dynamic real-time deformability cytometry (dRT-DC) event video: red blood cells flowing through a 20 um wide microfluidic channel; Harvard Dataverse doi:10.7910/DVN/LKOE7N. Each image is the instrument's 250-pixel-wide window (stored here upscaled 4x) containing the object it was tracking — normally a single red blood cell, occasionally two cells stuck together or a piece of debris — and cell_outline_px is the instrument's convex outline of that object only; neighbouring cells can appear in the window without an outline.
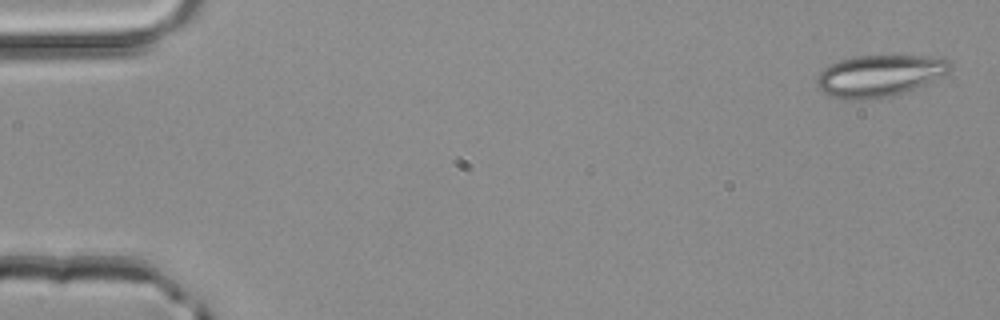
{"species": "common noctule bat (a hibernating species)", "species_latin": "Nyctalus noctula", "temperature_condition": "room temperature", "stored_images_in_passage": 4, "camera_frame_rate_fps": 3000, "um_per_image_px": 0.085, "animal": {"sex": "male", "body_mass_g": 20.4}, "frame": {"image": 1, "passage_image": 1, "time_ms": 0.0, "image_size_px": [1000, 320], "cell_outline_px": [[952, 68], [948, 72], [900, 96], [856, 100], [852, 100], [828, 96], [820, 92], [816, 84], [816, 76], [828, 64], [840, 60], [856, 56], [928, 56], [948, 60], [952, 64]], "centroid_in_image_um": [74.7, 6.46], "position_along_channel_um": 10.3, "area_um2": 32.71}}
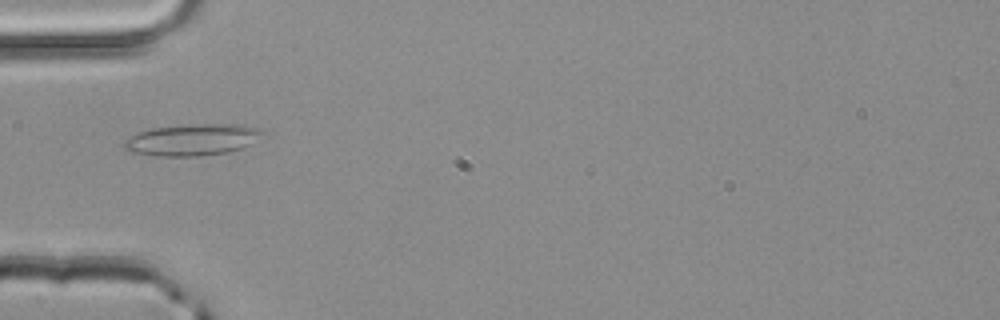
{"frame": {"image": 2, "passage_image": 4, "time_ms": 1.0, "image_size_px": [1000, 320], "cell_outline_px": [[264, 132], [252, 144], [244, 148], [228, 152], [196, 156], [156, 156], [132, 152], [124, 148], [124, 140], [136, 132], [152, 128], [196, 124], [236, 124], [260, 128]], "centroid_in_image_um": [16.35, 11.88], "position_along_channel_um": 68.7, "area_um2": 25.49}}